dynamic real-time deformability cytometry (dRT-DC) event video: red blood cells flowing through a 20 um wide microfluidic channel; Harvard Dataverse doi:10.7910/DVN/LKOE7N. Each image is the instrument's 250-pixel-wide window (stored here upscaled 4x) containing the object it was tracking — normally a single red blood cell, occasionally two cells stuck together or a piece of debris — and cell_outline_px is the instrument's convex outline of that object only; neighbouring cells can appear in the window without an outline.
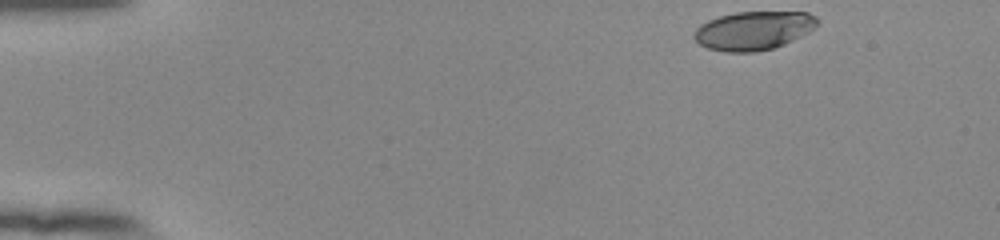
{"species": "human", "species_latin": "Homo sapiens", "temperature_condition": "room temperature", "stored_images_in_passage": 48, "camera_frame_rate_fps": 3000, "um_per_image_px": 0.085, "donor": {"sex": "female"}, "frame": {"image": 1, "passage_image": 1, "time_ms": 0.0, "image_size_px": [1000, 240], "cell_outline_px": [[820, 20], [816, 28], [784, 44], [772, 48], [756, 52], [724, 52], [708, 48], [700, 44], [692, 36], [696, 28], [700, 24], [708, 20], [720, 16], [736, 12], [808, 12], [816, 16]], "centroid_in_image_um": [64.06, 2.59], "position_along_channel_um": 20.9, "area_um2": 27.86}}
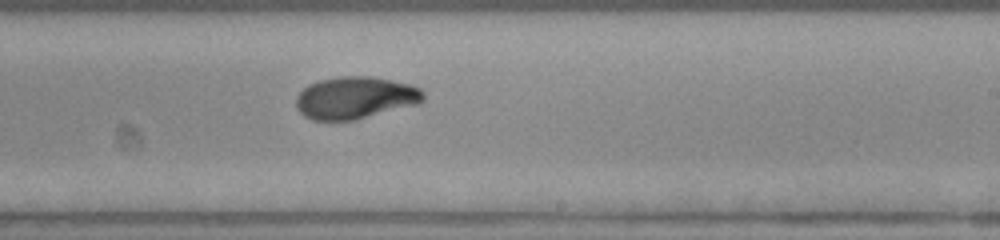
{"frame": {"image": 2, "passage_image": 28, "time_ms": 9.0, "image_size_px": [1000, 240], "cell_outline_px": [[424, 100], [420, 104], [356, 120], [312, 120], [304, 116], [296, 108], [296, 96], [308, 84], [320, 80], [340, 76], [372, 76], [412, 84], [420, 88], [424, 92]], "centroid_in_image_um": [30.23, 8.31], "position_along_channel_um": 258.8, "area_um2": 31.73}}
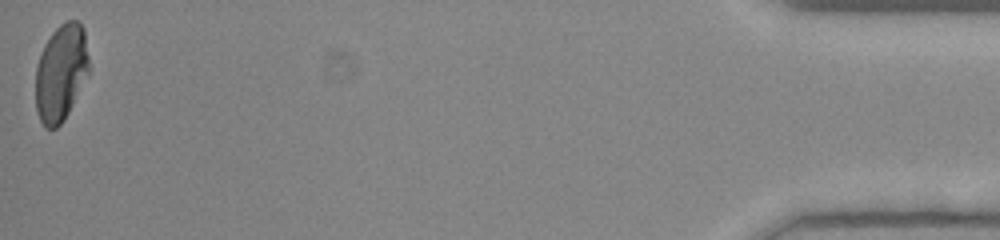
{"frame": {"image": 3, "passage_image": 48, "time_ms": 15.667, "image_size_px": [1000, 240], "cell_outline_px": [[88, 72], [64, 120], [56, 128], [44, 128], [36, 112], [36, 64], [44, 44], [52, 32], [60, 24], [68, 20], [76, 20], [84, 28], [88, 56]], "centroid_in_image_um": [5.15, 6.17], "position_along_channel_um": 430.0, "area_um2": 29.88}, "authors_computed_cell_mechanics": {"area_um2": 30.6918, "velocity_mm_per_s": 3.88, "shape_relaxation_time_tau1_ms": 7.245, "shape_relaxation_time_tau2_ms": 1.2732, "deformation_change_tau1": 0.2267, "deformation_change_tau2": 0.0538}}